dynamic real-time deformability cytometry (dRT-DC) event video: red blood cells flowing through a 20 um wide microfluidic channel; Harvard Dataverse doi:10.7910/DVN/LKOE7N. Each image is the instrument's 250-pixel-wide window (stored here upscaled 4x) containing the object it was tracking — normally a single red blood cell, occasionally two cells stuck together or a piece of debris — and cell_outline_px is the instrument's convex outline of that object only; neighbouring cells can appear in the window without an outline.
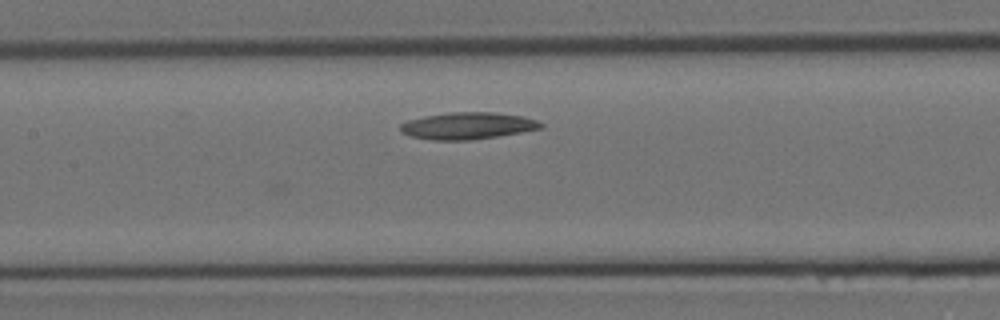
{"species": "Egyptian fruit bat (a non-hibernating species)", "species_latin": "Rousettus aegyptiacus", "temperature_condition": "room temperature", "stored_images_in_passage": 11, "camera_frame_rate_fps": 3000, "um_per_image_px": 0.085, "animal": {"sex": "female"}, "frame": {"image": 1, "passage_image": 6, "time_ms": 1.667, "image_size_px": [1000, 320], "cell_outline_px": [[544, 128], [496, 136], [468, 140], [432, 140], [412, 136], [400, 132], [400, 124], [408, 120], [424, 116], [448, 112], [496, 112], [524, 116], [536, 120], [544, 124]], "centroid_in_image_um": [39.76, 10.68], "position_along_channel_um": 167.6, "area_um2": 22.02}}
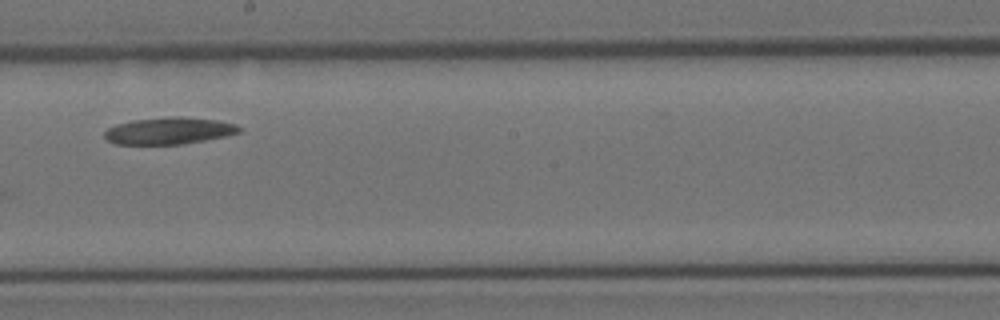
{"frame": {"image": 2, "passage_image": 8, "time_ms": 2.333, "image_size_px": [1000, 320], "cell_outline_px": [[240, 132], [224, 136], [204, 140], [180, 144], [116, 144], [108, 140], [104, 136], [104, 132], [108, 128], [116, 124], [132, 120], [172, 116], [180, 116], [220, 120], [236, 124], [240, 128]], "centroid_in_image_um": [14.36, 11.1], "position_along_channel_um": 233.8, "area_um2": 21.04}}
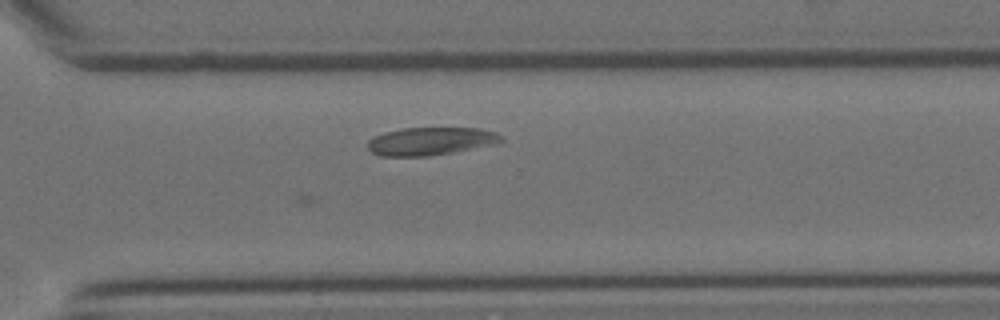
{"frame": {"image": 3, "passage_image": 11, "time_ms": 3.333, "image_size_px": [1000, 320], "cell_outline_px": [[504, 140], [492, 144], [452, 152], [428, 156], [380, 156], [372, 152], [368, 148], [368, 140], [384, 132], [404, 128], [480, 128], [496, 132], [504, 136]], "centroid_in_image_um": [36.6, 11.99], "position_along_channel_um": 334.0, "area_um2": 21.56}}